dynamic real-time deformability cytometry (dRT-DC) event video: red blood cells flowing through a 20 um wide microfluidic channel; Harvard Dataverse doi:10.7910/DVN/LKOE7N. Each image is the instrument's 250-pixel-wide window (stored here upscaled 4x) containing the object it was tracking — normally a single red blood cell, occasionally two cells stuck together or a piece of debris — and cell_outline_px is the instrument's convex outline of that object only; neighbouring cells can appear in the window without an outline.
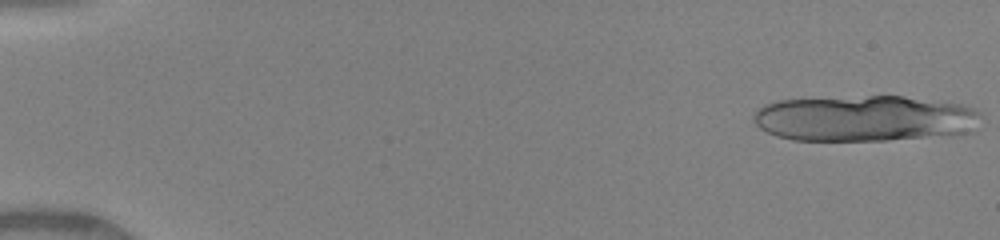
{"species": "human", "species_latin": "Homo sapiens", "temperature_condition": "warm", "stored_images_in_passage": 15, "camera_frame_rate_fps": 3000, "um_per_image_px": 0.085, "donor": {"sex": "female"}, "frame": {"image": 1, "passage_image": 1, "time_ms": 0.0, "image_size_px": [1000, 240], "cell_outline_px": [[980, 112], [976, 132], [952, 136], [884, 140], [792, 140], [776, 136], [760, 128], [752, 120], [752, 116], [756, 108], [764, 104], [776, 100], [868, 96], [904, 96], [964, 104]], "centroid_in_image_um": [73.54, 10.07], "position_along_channel_um": 11.5, "area_um2": 61.85}}